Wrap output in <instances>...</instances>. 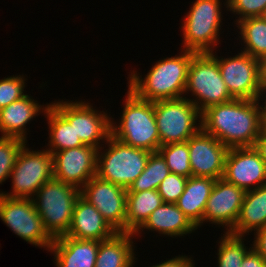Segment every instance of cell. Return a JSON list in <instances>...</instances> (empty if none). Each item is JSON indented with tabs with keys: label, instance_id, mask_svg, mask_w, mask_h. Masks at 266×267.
<instances>
[{
	"label": "cell",
	"instance_id": "obj_1",
	"mask_svg": "<svg viewBox=\"0 0 266 267\" xmlns=\"http://www.w3.org/2000/svg\"><path fill=\"white\" fill-rule=\"evenodd\" d=\"M202 129L228 149L254 147L264 128L256 100L233 98L201 113Z\"/></svg>",
	"mask_w": 266,
	"mask_h": 267
},
{
	"label": "cell",
	"instance_id": "obj_2",
	"mask_svg": "<svg viewBox=\"0 0 266 267\" xmlns=\"http://www.w3.org/2000/svg\"><path fill=\"white\" fill-rule=\"evenodd\" d=\"M180 50L174 57L156 61L144 78L137 70H130L128 88L138 98L152 102L184 97L188 67L196 52Z\"/></svg>",
	"mask_w": 266,
	"mask_h": 267
},
{
	"label": "cell",
	"instance_id": "obj_3",
	"mask_svg": "<svg viewBox=\"0 0 266 267\" xmlns=\"http://www.w3.org/2000/svg\"><path fill=\"white\" fill-rule=\"evenodd\" d=\"M121 118H111V135L131 147L157 152L160 147L154 102L138 98L129 88ZM118 124V125H117Z\"/></svg>",
	"mask_w": 266,
	"mask_h": 267
},
{
	"label": "cell",
	"instance_id": "obj_4",
	"mask_svg": "<svg viewBox=\"0 0 266 267\" xmlns=\"http://www.w3.org/2000/svg\"><path fill=\"white\" fill-rule=\"evenodd\" d=\"M223 3V4H222ZM224 6V7H222ZM227 0H195L182 18V49L196 53L213 52L221 45L223 9ZM219 42V43H218ZM215 48V49H214Z\"/></svg>",
	"mask_w": 266,
	"mask_h": 267
},
{
	"label": "cell",
	"instance_id": "obj_5",
	"mask_svg": "<svg viewBox=\"0 0 266 267\" xmlns=\"http://www.w3.org/2000/svg\"><path fill=\"white\" fill-rule=\"evenodd\" d=\"M184 97L201 113L212 105L233 99L219 71L216 51L193 55L188 67Z\"/></svg>",
	"mask_w": 266,
	"mask_h": 267
},
{
	"label": "cell",
	"instance_id": "obj_6",
	"mask_svg": "<svg viewBox=\"0 0 266 267\" xmlns=\"http://www.w3.org/2000/svg\"><path fill=\"white\" fill-rule=\"evenodd\" d=\"M103 145L97 152L96 175L102 180L129 189L144 171L151 152L131 147L112 135Z\"/></svg>",
	"mask_w": 266,
	"mask_h": 267
},
{
	"label": "cell",
	"instance_id": "obj_7",
	"mask_svg": "<svg viewBox=\"0 0 266 267\" xmlns=\"http://www.w3.org/2000/svg\"><path fill=\"white\" fill-rule=\"evenodd\" d=\"M80 195L79 188L52 178L32 198L45 230L53 239L67 234Z\"/></svg>",
	"mask_w": 266,
	"mask_h": 267
},
{
	"label": "cell",
	"instance_id": "obj_8",
	"mask_svg": "<svg viewBox=\"0 0 266 267\" xmlns=\"http://www.w3.org/2000/svg\"><path fill=\"white\" fill-rule=\"evenodd\" d=\"M154 113L160 146L186 142L202 128L201 112L185 97L154 101Z\"/></svg>",
	"mask_w": 266,
	"mask_h": 267
},
{
	"label": "cell",
	"instance_id": "obj_9",
	"mask_svg": "<svg viewBox=\"0 0 266 267\" xmlns=\"http://www.w3.org/2000/svg\"><path fill=\"white\" fill-rule=\"evenodd\" d=\"M26 144L17 155L10 173L12 190L3 192V196L32 199L38 189L53 178L52 153L46 148L32 150Z\"/></svg>",
	"mask_w": 266,
	"mask_h": 267
},
{
	"label": "cell",
	"instance_id": "obj_10",
	"mask_svg": "<svg viewBox=\"0 0 266 267\" xmlns=\"http://www.w3.org/2000/svg\"><path fill=\"white\" fill-rule=\"evenodd\" d=\"M83 100L59 99L51 102V105L74 127L76 136L84 145L99 149L111 135L112 116L107 110H96L93 103Z\"/></svg>",
	"mask_w": 266,
	"mask_h": 267
},
{
	"label": "cell",
	"instance_id": "obj_11",
	"mask_svg": "<svg viewBox=\"0 0 266 267\" xmlns=\"http://www.w3.org/2000/svg\"><path fill=\"white\" fill-rule=\"evenodd\" d=\"M0 219L22 240L49 252L54 239L45 230L33 199L0 195Z\"/></svg>",
	"mask_w": 266,
	"mask_h": 267
},
{
	"label": "cell",
	"instance_id": "obj_12",
	"mask_svg": "<svg viewBox=\"0 0 266 267\" xmlns=\"http://www.w3.org/2000/svg\"><path fill=\"white\" fill-rule=\"evenodd\" d=\"M233 57L216 54L219 71L233 98L256 100L264 75V64L243 51Z\"/></svg>",
	"mask_w": 266,
	"mask_h": 267
},
{
	"label": "cell",
	"instance_id": "obj_13",
	"mask_svg": "<svg viewBox=\"0 0 266 267\" xmlns=\"http://www.w3.org/2000/svg\"><path fill=\"white\" fill-rule=\"evenodd\" d=\"M80 193L116 232H126L127 189L96 175L80 189Z\"/></svg>",
	"mask_w": 266,
	"mask_h": 267
},
{
	"label": "cell",
	"instance_id": "obj_14",
	"mask_svg": "<svg viewBox=\"0 0 266 267\" xmlns=\"http://www.w3.org/2000/svg\"><path fill=\"white\" fill-rule=\"evenodd\" d=\"M97 152L88 145L51 152L53 178L81 189L97 174Z\"/></svg>",
	"mask_w": 266,
	"mask_h": 267
},
{
	"label": "cell",
	"instance_id": "obj_15",
	"mask_svg": "<svg viewBox=\"0 0 266 267\" xmlns=\"http://www.w3.org/2000/svg\"><path fill=\"white\" fill-rule=\"evenodd\" d=\"M246 191L224 180L217 179L206 203L203 225L221 227L230 232L237 222ZM218 225V226H217Z\"/></svg>",
	"mask_w": 266,
	"mask_h": 267
},
{
	"label": "cell",
	"instance_id": "obj_16",
	"mask_svg": "<svg viewBox=\"0 0 266 267\" xmlns=\"http://www.w3.org/2000/svg\"><path fill=\"white\" fill-rule=\"evenodd\" d=\"M222 178L245 191L252 190L266 184V164L254 147L231 148Z\"/></svg>",
	"mask_w": 266,
	"mask_h": 267
},
{
	"label": "cell",
	"instance_id": "obj_17",
	"mask_svg": "<svg viewBox=\"0 0 266 267\" xmlns=\"http://www.w3.org/2000/svg\"><path fill=\"white\" fill-rule=\"evenodd\" d=\"M189 160L194 177H223L228 148L202 128L187 140Z\"/></svg>",
	"mask_w": 266,
	"mask_h": 267
},
{
	"label": "cell",
	"instance_id": "obj_18",
	"mask_svg": "<svg viewBox=\"0 0 266 267\" xmlns=\"http://www.w3.org/2000/svg\"><path fill=\"white\" fill-rule=\"evenodd\" d=\"M50 104L41 105L27 93L19 100L0 109L1 136L18 138L27 143V124H30L29 122L41 113L44 115Z\"/></svg>",
	"mask_w": 266,
	"mask_h": 267
},
{
	"label": "cell",
	"instance_id": "obj_19",
	"mask_svg": "<svg viewBox=\"0 0 266 267\" xmlns=\"http://www.w3.org/2000/svg\"><path fill=\"white\" fill-rule=\"evenodd\" d=\"M115 233L101 213L80 195L66 236L80 240L102 241L111 238Z\"/></svg>",
	"mask_w": 266,
	"mask_h": 267
},
{
	"label": "cell",
	"instance_id": "obj_20",
	"mask_svg": "<svg viewBox=\"0 0 266 267\" xmlns=\"http://www.w3.org/2000/svg\"><path fill=\"white\" fill-rule=\"evenodd\" d=\"M150 231L172 238H180L199 230L189 218L178 208L176 203L163 202L156 208L145 221V223L134 233V236L141 237L142 232Z\"/></svg>",
	"mask_w": 266,
	"mask_h": 267
},
{
	"label": "cell",
	"instance_id": "obj_21",
	"mask_svg": "<svg viewBox=\"0 0 266 267\" xmlns=\"http://www.w3.org/2000/svg\"><path fill=\"white\" fill-rule=\"evenodd\" d=\"M99 243L63 235L54 238L49 252L56 267H95Z\"/></svg>",
	"mask_w": 266,
	"mask_h": 267
},
{
	"label": "cell",
	"instance_id": "obj_22",
	"mask_svg": "<svg viewBox=\"0 0 266 267\" xmlns=\"http://www.w3.org/2000/svg\"><path fill=\"white\" fill-rule=\"evenodd\" d=\"M135 239L134 233L116 232L111 238L100 241L95 267H134L138 260Z\"/></svg>",
	"mask_w": 266,
	"mask_h": 267
},
{
	"label": "cell",
	"instance_id": "obj_23",
	"mask_svg": "<svg viewBox=\"0 0 266 267\" xmlns=\"http://www.w3.org/2000/svg\"><path fill=\"white\" fill-rule=\"evenodd\" d=\"M215 182L211 177H189L184 192L176 202L178 208L197 228L203 225L206 203Z\"/></svg>",
	"mask_w": 266,
	"mask_h": 267
},
{
	"label": "cell",
	"instance_id": "obj_24",
	"mask_svg": "<svg viewBox=\"0 0 266 267\" xmlns=\"http://www.w3.org/2000/svg\"><path fill=\"white\" fill-rule=\"evenodd\" d=\"M265 226L266 184L246 191L237 222L229 233L238 236H247Z\"/></svg>",
	"mask_w": 266,
	"mask_h": 267
},
{
	"label": "cell",
	"instance_id": "obj_25",
	"mask_svg": "<svg viewBox=\"0 0 266 267\" xmlns=\"http://www.w3.org/2000/svg\"><path fill=\"white\" fill-rule=\"evenodd\" d=\"M162 204V196L157 190L127 192L126 232L135 233Z\"/></svg>",
	"mask_w": 266,
	"mask_h": 267
},
{
	"label": "cell",
	"instance_id": "obj_26",
	"mask_svg": "<svg viewBox=\"0 0 266 267\" xmlns=\"http://www.w3.org/2000/svg\"><path fill=\"white\" fill-rule=\"evenodd\" d=\"M241 51L266 63V20L262 16L248 17L235 24ZM243 42V43H242Z\"/></svg>",
	"mask_w": 266,
	"mask_h": 267
},
{
	"label": "cell",
	"instance_id": "obj_27",
	"mask_svg": "<svg viewBox=\"0 0 266 267\" xmlns=\"http://www.w3.org/2000/svg\"><path fill=\"white\" fill-rule=\"evenodd\" d=\"M44 117L48 124V143L45 148L50 152L83 146L81 139L76 136L74 127L50 104Z\"/></svg>",
	"mask_w": 266,
	"mask_h": 267
},
{
	"label": "cell",
	"instance_id": "obj_28",
	"mask_svg": "<svg viewBox=\"0 0 266 267\" xmlns=\"http://www.w3.org/2000/svg\"><path fill=\"white\" fill-rule=\"evenodd\" d=\"M246 236H238L229 232H224L219 237L218 250L216 255L218 267H241L245 255L252 249V244L248 248L244 241Z\"/></svg>",
	"mask_w": 266,
	"mask_h": 267
},
{
	"label": "cell",
	"instance_id": "obj_29",
	"mask_svg": "<svg viewBox=\"0 0 266 267\" xmlns=\"http://www.w3.org/2000/svg\"><path fill=\"white\" fill-rule=\"evenodd\" d=\"M170 173L165 159L157 152H151L144 171L127 189V192L157 190L159 184Z\"/></svg>",
	"mask_w": 266,
	"mask_h": 267
},
{
	"label": "cell",
	"instance_id": "obj_30",
	"mask_svg": "<svg viewBox=\"0 0 266 267\" xmlns=\"http://www.w3.org/2000/svg\"><path fill=\"white\" fill-rule=\"evenodd\" d=\"M158 152L165 159L166 165L171 173L187 178L192 176L187 141L160 146Z\"/></svg>",
	"mask_w": 266,
	"mask_h": 267
},
{
	"label": "cell",
	"instance_id": "obj_31",
	"mask_svg": "<svg viewBox=\"0 0 266 267\" xmlns=\"http://www.w3.org/2000/svg\"><path fill=\"white\" fill-rule=\"evenodd\" d=\"M26 142L13 137L0 136V184L8 178L16 162L17 155ZM4 191L0 190V195Z\"/></svg>",
	"mask_w": 266,
	"mask_h": 267
},
{
	"label": "cell",
	"instance_id": "obj_32",
	"mask_svg": "<svg viewBox=\"0 0 266 267\" xmlns=\"http://www.w3.org/2000/svg\"><path fill=\"white\" fill-rule=\"evenodd\" d=\"M26 74L11 75L0 79V109L25 96Z\"/></svg>",
	"mask_w": 266,
	"mask_h": 267
},
{
	"label": "cell",
	"instance_id": "obj_33",
	"mask_svg": "<svg viewBox=\"0 0 266 267\" xmlns=\"http://www.w3.org/2000/svg\"><path fill=\"white\" fill-rule=\"evenodd\" d=\"M227 12L233 13L236 18L234 25L248 17L263 16L266 10V0H227Z\"/></svg>",
	"mask_w": 266,
	"mask_h": 267
},
{
	"label": "cell",
	"instance_id": "obj_34",
	"mask_svg": "<svg viewBox=\"0 0 266 267\" xmlns=\"http://www.w3.org/2000/svg\"><path fill=\"white\" fill-rule=\"evenodd\" d=\"M187 180V177L170 172L157 189L162 196L163 202L176 203L184 192Z\"/></svg>",
	"mask_w": 266,
	"mask_h": 267
},
{
	"label": "cell",
	"instance_id": "obj_35",
	"mask_svg": "<svg viewBox=\"0 0 266 267\" xmlns=\"http://www.w3.org/2000/svg\"><path fill=\"white\" fill-rule=\"evenodd\" d=\"M194 257L189 255H178L173 257L172 259H166V261H161L159 264L153 265L151 267H196L195 262L193 260ZM150 267V266H149Z\"/></svg>",
	"mask_w": 266,
	"mask_h": 267
},
{
	"label": "cell",
	"instance_id": "obj_36",
	"mask_svg": "<svg viewBox=\"0 0 266 267\" xmlns=\"http://www.w3.org/2000/svg\"><path fill=\"white\" fill-rule=\"evenodd\" d=\"M252 248L266 261V226L254 232Z\"/></svg>",
	"mask_w": 266,
	"mask_h": 267
},
{
	"label": "cell",
	"instance_id": "obj_37",
	"mask_svg": "<svg viewBox=\"0 0 266 267\" xmlns=\"http://www.w3.org/2000/svg\"><path fill=\"white\" fill-rule=\"evenodd\" d=\"M241 267H266V261L252 248L245 255Z\"/></svg>",
	"mask_w": 266,
	"mask_h": 267
},
{
	"label": "cell",
	"instance_id": "obj_38",
	"mask_svg": "<svg viewBox=\"0 0 266 267\" xmlns=\"http://www.w3.org/2000/svg\"><path fill=\"white\" fill-rule=\"evenodd\" d=\"M264 124L266 123V75H263L256 98ZM264 101V102H263Z\"/></svg>",
	"mask_w": 266,
	"mask_h": 267
},
{
	"label": "cell",
	"instance_id": "obj_39",
	"mask_svg": "<svg viewBox=\"0 0 266 267\" xmlns=\"http://www.w3.org/2000/svg\"><path fill=\"white\" fill-rule=\"evenodd\" d=\"M254 148L259 152L261 159L266 164V128L264 127L256 139Z\"/></svg>",
	"mask_w": 266,
	"mask_h": 267
},
{
	"label": "cell",
	"instance_id": "obj_40",
	"mask_svg": "<svg viewBox=\"0 0 266 267\" xmlns=\"http://www.w3.org/2000/svg\"><path fill=\"white\" fill-rule=\"evenodd\" d=\"M262 17L266 20V10H265V12H264Z\"/></svg>",
	"mask_w": 266,
	"mask_h": 267
},
{
	"label": "cell",
	"instance_id": "obj_41",
	"mask_svg": "<svg viewBox=\"0 0 266 267\" xmlns=\"http://www.w3.org/2000/svg\"><path fill=\"white\" fill-rule=\"evenodd\" d=\"M264 74L266 75V63L264 64Z\"/></svg>",
	"mask_w": 266,
	"mask_h": 267
}]
</instances>
